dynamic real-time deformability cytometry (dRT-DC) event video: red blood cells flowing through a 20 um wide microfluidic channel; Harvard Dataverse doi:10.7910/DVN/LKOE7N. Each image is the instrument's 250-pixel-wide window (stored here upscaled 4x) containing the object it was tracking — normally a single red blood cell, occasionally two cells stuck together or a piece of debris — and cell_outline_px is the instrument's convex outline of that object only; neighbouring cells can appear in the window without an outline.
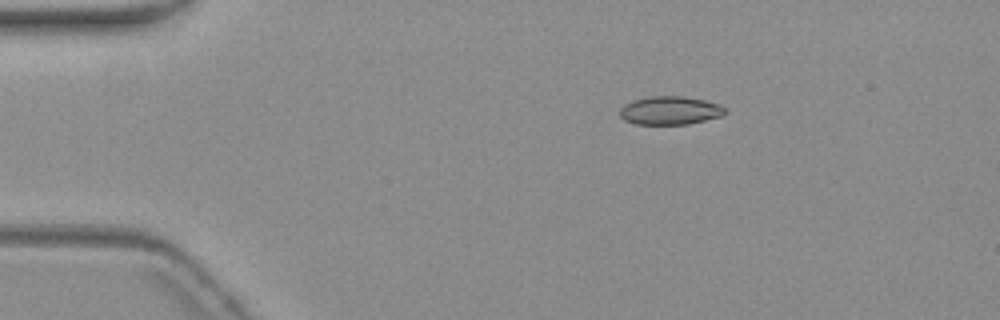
{"species": "common noctule bat (a hibernating species)", "species_latin": "Nyctalus noctula", "temperature_condition": "warm", "stored_images_in_passage": 3, "camera_frame_rate_fps": 3000, "um_per_image_px": 0.085, "animal": {"sex": "female", "body_mass_g": 19.3, "forearm_length_mm": 54.1}, "frame": {"image": 1, "passage_image": 1, "time_ms": 0.0, "image_size_px": [1000, 320], "cell_outline_px": [[728, 112], [720, 116], [688, 124], [636, 124], [624, 120], [620, 116], [620, 108], [624, 104], [632, 100], [652, 96], [680, 96], [704, 100], [720, 104], [728, 108]], "centroid_in_image_um": [56.96, 9.39], "position_along_channel_um": 28.0, "area_um2": 17.46}}